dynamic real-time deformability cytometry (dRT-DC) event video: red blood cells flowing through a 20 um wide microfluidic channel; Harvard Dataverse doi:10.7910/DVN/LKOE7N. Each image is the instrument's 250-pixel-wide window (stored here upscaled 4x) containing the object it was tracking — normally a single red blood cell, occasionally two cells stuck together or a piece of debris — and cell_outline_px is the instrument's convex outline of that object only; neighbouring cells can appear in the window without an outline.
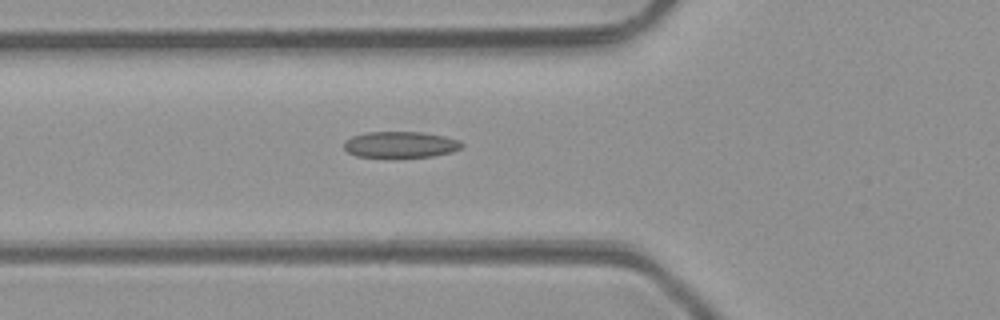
{"species": "common noctule bat (a hibernating species)", "species_latin": "Nyctalus noctula", "temperature_condition": "room temperature", "stored_images_in_passage": 27, "camera_frame_rate_fps": 3000, "um_per_image_px": 0.085, "animal": {"sex": "male", "body_mass_g": 23.1, "forearm_length_mm": 52.7}, "frame": {"image": 1, "passage_image": 3, "time_ms": 0.667, "image_size_px": [1000, 320], "cell_outline_px": [[464, 144], [460, 148], [452, 152], [432, 156], [356, 156], [348, 152], [344, 148], [344, 140], [352, 136], [364, 132], [420, 132], [444, 136], [460, 140]], "centroid_in_image_um": [34.03, 12.27], "position_along_channel_um": 91.8, "area_um2": 17.74}}
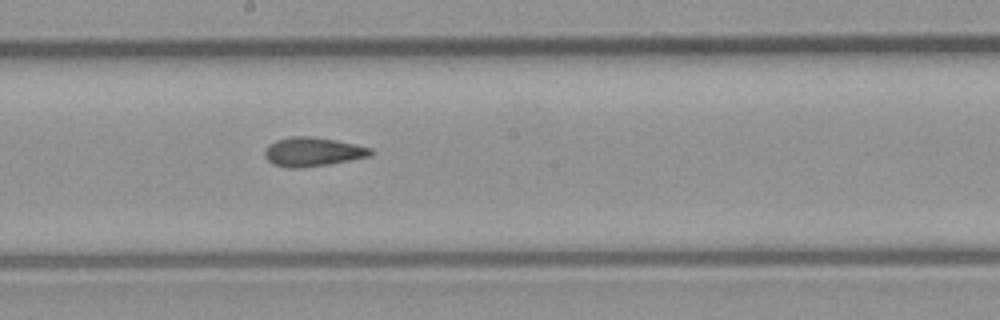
{"frame": {"image": 2, "passage_image": 12, "time_ms": 3.667, "image_size_px": [1000, 320], "cell_outline_px": [[372, 156], [328, 164], [300, 168], [288, 168], [276, 164], [268, 160], [264, 156], [264, 152], [268, 144], [276, 140], [292, 136], [312, 136], [336, 140], [356, 144], [372, 148]], "centroid_in_image_um": [26.59, 12.89], "position_along_channel_um": 221.6, "area_um2": 17.92}}
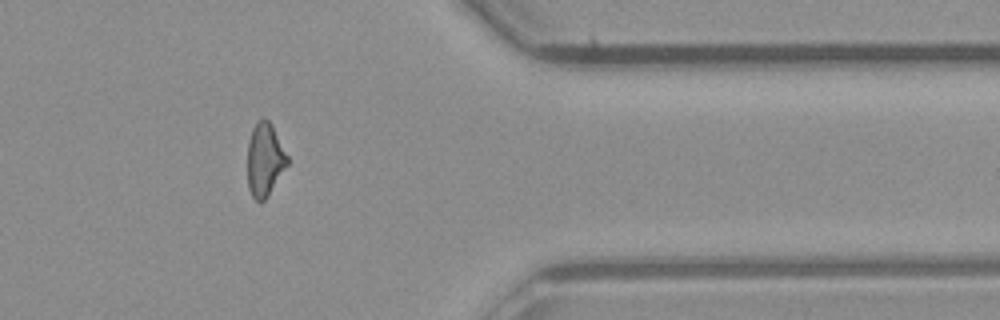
{"frame": {"image": 3, "passage_image": 25, "time_ms": 8.0, "image_size_px": [1000, 320], "cell_outline_px": [[288, 164], [268, 196], [260, 204], [252, 196], [248, 188], [248, 140], [252, 128], [260, 120], [268, 120], [272, 124], [288, 156]], "centroid_in_image_um": [22.51, 13.6], "position_along_channel_um": 388.9, "area_um2": 16.99}, "authors_computed_cell_mechanics": {"area_um2": 17.7446, "velocity_mm_per_s": 4.2871, "shape_relaxation_time_tau1_ms": null, "shape_relaxation_time_tau2_ms": 2.5812, "deformation_change_tau1": null, "deformation_change_tau2": 0.1127}}